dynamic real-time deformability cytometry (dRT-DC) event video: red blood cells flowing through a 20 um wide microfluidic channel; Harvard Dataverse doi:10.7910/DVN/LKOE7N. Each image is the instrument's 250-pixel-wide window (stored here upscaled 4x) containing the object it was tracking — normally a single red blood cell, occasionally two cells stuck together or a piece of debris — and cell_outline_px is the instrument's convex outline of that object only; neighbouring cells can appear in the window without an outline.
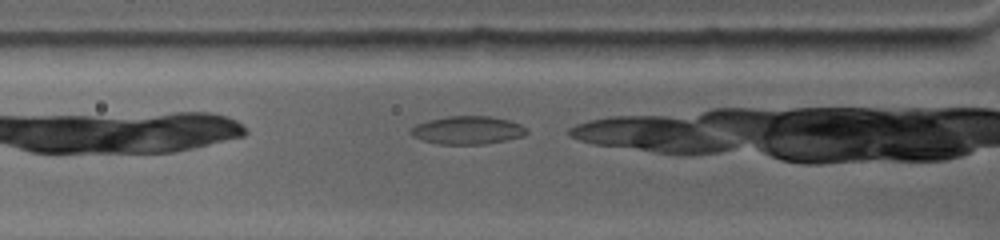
{"species": "common noctule bat (a hibernating species)", "species_latin": "Nyctalus noctula", "temperature_condition": "warm", "stored_images_in_passage": 15, "camera_frame_rate_fps": 4500, "um_per_image_px": 0.085, "animal": {"sex": "female", "body_mass_g": 19.0, "forearm_length_mm": 53.3}, "frame": {"image": 1, "passage_image": 3, "time_ms": 0.889, "image_size_px": [1000, 240], "cell_outline_px": [[528, 132], [524, 136], [508, 140], [484, 144], [440, 144], [420, 140], [412, 136], [408, 132], [408, 128], [416, 124], [428, 120], [448, 116], [488, 116], [508, 120], [520, 124], [528, 128]], "centroid_in_image_um": [39.71, 11.07], "position_along_channel_um": 86.1, "area_um2": 19.25}}
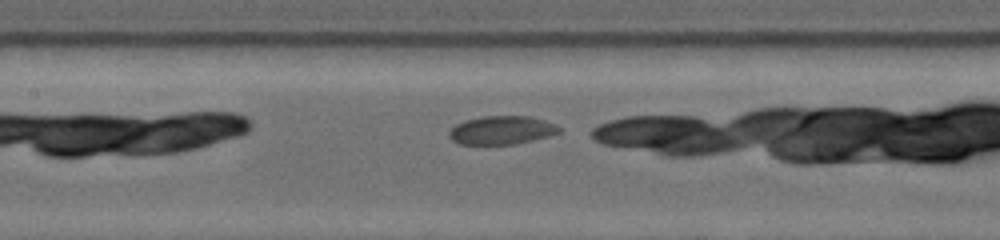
{"frame": {"image": 2, "passage_image": 9, "time_ms": 3.111, "image_size_px": [1000, 240], "cell_outline_px": [[560, 132], [536, 140], [516, 144], [460, 144], [452, 140], [448, 136], [448, 132], [456, 124], [464, 120], [480, 116], [532, 116], [556, 124], [560, 128]], "centroid_in_image_um": [42.64, 11.06], "position_along_channel_um": 164.8, "area_um2": 18.44}}
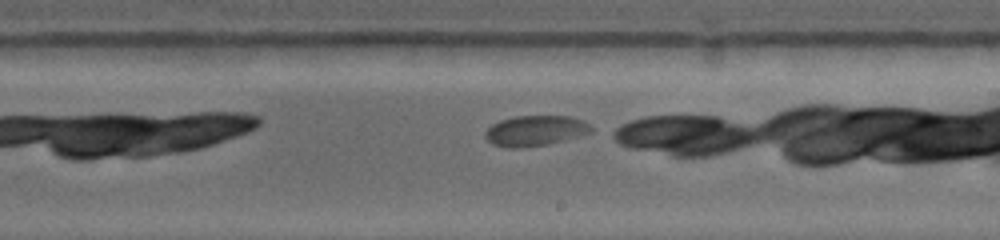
{"frame": {"image": 3, "passage_image": 15, "time_ms": 5.333, "image_size_px": [1000, 240], "cell_outline_px": [[592, 132], [580, 136], [548, 144], [520, 148], [508, 148], [492, 144], [484, 136], [484, 132], [492, 124], [500, 120], [512, 116], [572, 116], [588, 124], [592, 128]], "centroid_in_image_um": [45.46, 11.11], "position_along_channel_um": 243.5, "area_um2": 18.84}}